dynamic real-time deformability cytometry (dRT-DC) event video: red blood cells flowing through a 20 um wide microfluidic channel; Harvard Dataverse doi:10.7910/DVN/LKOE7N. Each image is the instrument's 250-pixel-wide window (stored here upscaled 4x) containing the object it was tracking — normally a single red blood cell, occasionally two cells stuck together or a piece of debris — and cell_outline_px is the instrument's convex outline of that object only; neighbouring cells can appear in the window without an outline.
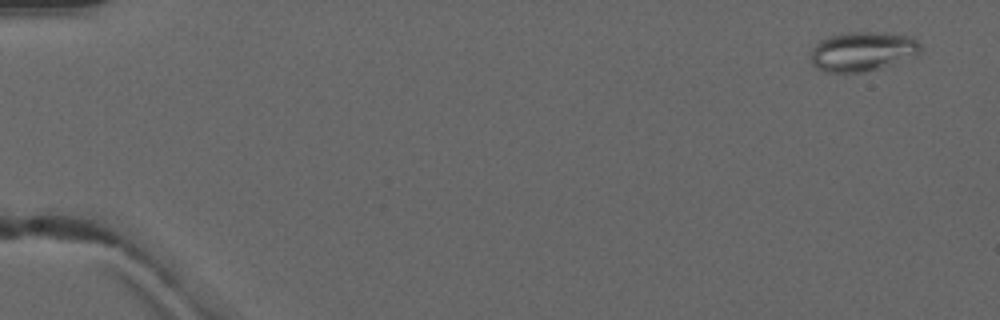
{"species": "common noctule bat (a hibernating species)", "species_latin": "Nyctalus noctula", "temperature_condition": "warm", "stored_images_in_passage": 5, "camera_frame_rate_fps": 3000, "um_per_image_px": 0.085, "animal": {"sex": "male", "forearm_length_mm": 52.5}, "frame": {"image": 1, "passage_image": 1, "time_ms": 0.0, "image_size_px": [1000, 320], "cell_outline_px": [[920, 52], [916, 56], [864, 72], [824, 72], [816, 68], [812, 64], [812, 48], [820, 40], [828, 36], [844, 32], [884, 32], [912, 36], [920, 44]], "centroid_in_image_um": [73.3, 4.35], "position_along_channel_um": 11.7, "area_um2": 25.26}}